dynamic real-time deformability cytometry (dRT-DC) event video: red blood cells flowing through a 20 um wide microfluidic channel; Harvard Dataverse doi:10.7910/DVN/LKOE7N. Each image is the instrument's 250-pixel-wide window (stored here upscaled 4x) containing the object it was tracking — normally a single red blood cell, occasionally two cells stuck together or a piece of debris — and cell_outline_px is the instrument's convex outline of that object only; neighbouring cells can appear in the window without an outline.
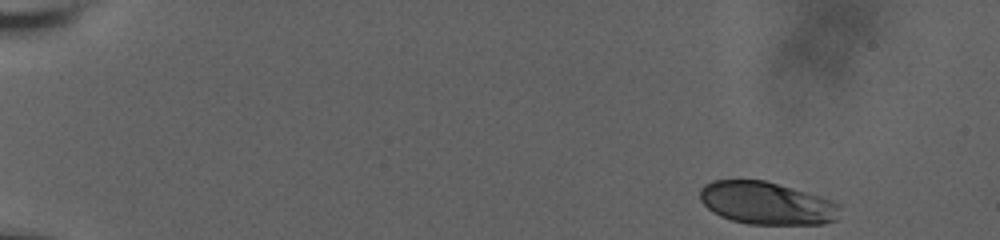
{"species": "human", "species_latin": "Homo sapiens", "temperature_condition": "room temperature", "stored_images_in_passage": 54, "camera_frame_rate_fps": 3000, "um_per_image_px": 0.085, "donor": {"sex": "male"}, "frame": {"image": 1, "passage_image": 1, "time_ms": 0.0, "image_size_px": [1000, 240], "cell_outline_px": [[840, 208], [836, 220], [824, 224], [748, 224], [732, 220], [720, 216], [712, 212], [700, 200], [700, 188], [704, 184], [712, 180], [764, 180], [820, 196], [832, 200], [840, 204]], "centroid_in_image_um": [65.15, 17.27], "position_along_channel_um": 19.8, "area_um2": 34.8}}
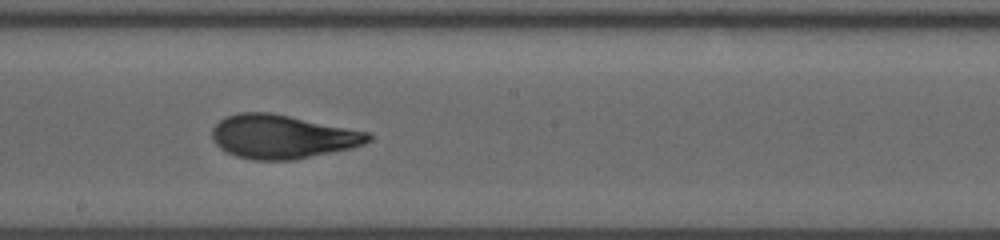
{"frame": {"image": 2, "passage_image": 30, "time_ms": 9.667, "image_size_px": [1000, 240], "cell_outline_px": [[372, 140], [364, 144], [352, 148], [292, 160], [252, 160], [236, 156], [220, 148], [212, 140], [212, 128], [224, 116], [236, 112], [272, 112], [372, 132]], "centroid_in_image_um": [24.01, 11.6], "position_along_channel_um": 224.2, "area_um2": 40.29}}
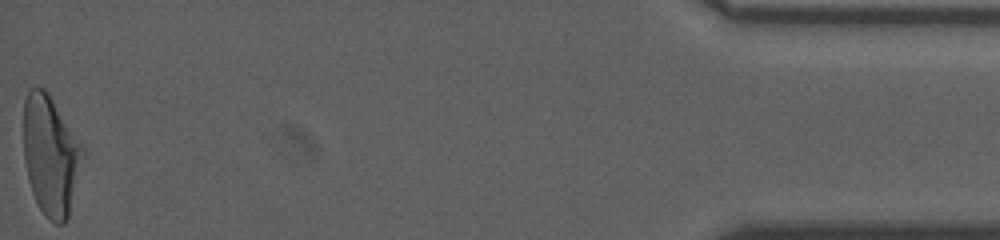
{"frame": {"image": 3, "passage_image": 54, "time_ms": 17.667, "image_size_px": [1000, 240], "cell_outline_px": [[88, 152], [68, 216], [64, 224], [56, 224], [44, 216], [32, 192], [28, 180], [24, 160], [24, 100], [28, 88], [44, 88], [48, 92]], "centroid_in_image_um": [4.35, 13.21], "position_along_channel_um": 430.8, "area_um2": 42.19}, "authors_computed_cell_mechanics": {"area_um2": 38.9572, "velocity_mm_per_s": 3.6471, "shape_relaxation_time_tau1_ms": 8.492, "shape_relaxation_time_tau2_ms": 1.0947, "deformation_change_tau1": 0.228, "deformation_change_tau2": 0.0648}}